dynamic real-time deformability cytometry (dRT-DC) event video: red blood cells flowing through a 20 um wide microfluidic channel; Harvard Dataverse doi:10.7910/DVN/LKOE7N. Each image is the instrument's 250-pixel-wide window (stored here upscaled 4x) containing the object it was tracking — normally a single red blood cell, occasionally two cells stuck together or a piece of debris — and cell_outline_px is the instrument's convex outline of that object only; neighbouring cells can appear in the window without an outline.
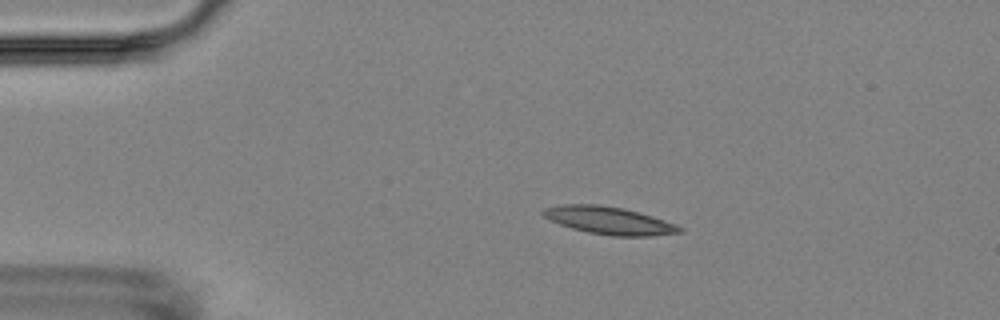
{"species": "Egyptian fruit bat (a non-hibernating species)", "species_latin": "Rousettus aegyptiacus", "temperature_condition": "room temperature", "stored_images_in_passage": 4, "camera_frame_rate_fps": 3000, "um_per_image_px": 0.085, "animal": {"sex": "female"}, "frame": {"image": 1, "passage_image": 3, "time_ms": 2.333, "image_size_px": [1000, 320], "cell_outline_px": [[684, 232], [652, 236], [612, 236], [588, 232], [572, 228], [560, 224], [544, 216], [540, 212], [544, 208], [560, 204], [600, 204], [624, 208], [652, 216], [676, 224], [684, 228]], "centroid_in_image_um": [51.8, 18.74], "position_along_channel_um": 33.2, "area_um2": 22.02}}